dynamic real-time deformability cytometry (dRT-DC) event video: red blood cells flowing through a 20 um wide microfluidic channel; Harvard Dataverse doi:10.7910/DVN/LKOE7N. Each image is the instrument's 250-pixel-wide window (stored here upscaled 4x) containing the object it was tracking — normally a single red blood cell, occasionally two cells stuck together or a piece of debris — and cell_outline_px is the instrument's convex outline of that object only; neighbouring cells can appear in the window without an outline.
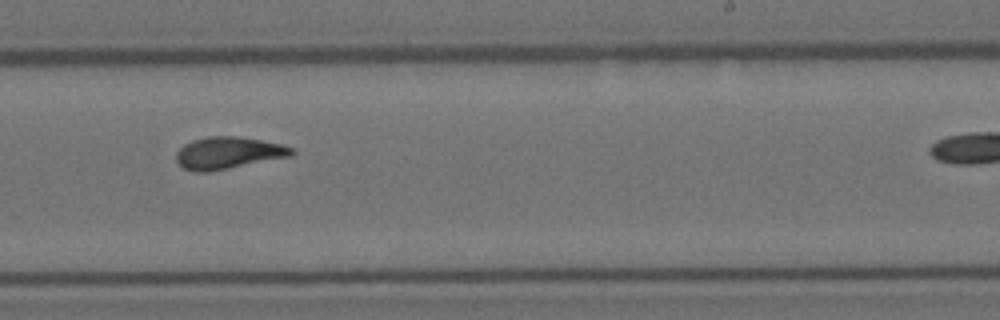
{"species": "Egyptian fruit bat (a non-hibernating species)", "species_latin": "Rousettus aegyptiacus", "temperature_condition": "room temperature", "stored_images_in_passage": 15, "camera_frame_rate_fps": 3000, "um_per_image_px": 0.085, "animal": {"sex": "female"}, "frame": {"image": 1, "passage_image": 9, "time_ms": 2.667, "image_size_px": [1000, 320], "cell_outline_px": [[296, 152], [292, 156], [208, 172], [196, 172], [184, 168], [176, 160], [176, 152], [184, 144], [192, 140], [208, 136], [240, 136], [280, 144], [292, 148]], "centroid_in_image_um": [19.39, 12.99], "position_along_channel_um": 269.6, "area_um2": 21.5}}
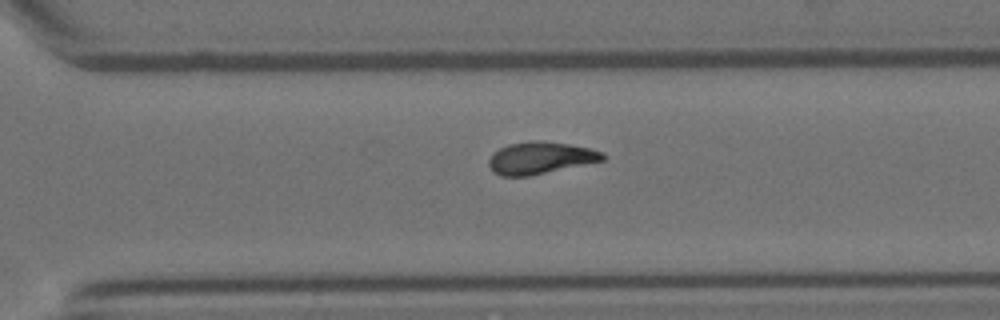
{"frame": {"image": 2, "passage_image": 11, "time_ms": 3.333, "image_size_px": [1000, 320], "cell_outline_px": [[608, 156], [604, 160], [528, 176], [500, 176], [492, 172], [488, 164], [488, 160], [492, 152], [508, 144], [532, 140], [544, 140], [568, 144], [588, 148], [604, 152]], "centroid_in_image_um": [45.9, 13.41], "position_along_channel_um": 324.7, "area_um2": 21.44}}
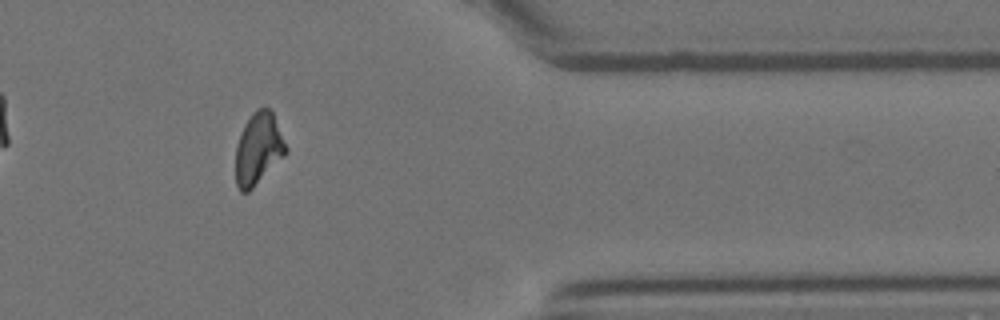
{"frame": {"image": 3, "passage_image": 13, "time_ms": 4.0, "image_size_px": [1000, 320], "cell_outline_px": [[288, 152], [248, 192], [240, 192], [236, 184], [236, 144], [244, 124], [252, 112], [256, 108], [268, 108], [272, 112], [288, 148]], "centroid_in_image_um": [21.95, 12.63], "position_along_channel_um": 389.5, "area_um2": 20.92}}